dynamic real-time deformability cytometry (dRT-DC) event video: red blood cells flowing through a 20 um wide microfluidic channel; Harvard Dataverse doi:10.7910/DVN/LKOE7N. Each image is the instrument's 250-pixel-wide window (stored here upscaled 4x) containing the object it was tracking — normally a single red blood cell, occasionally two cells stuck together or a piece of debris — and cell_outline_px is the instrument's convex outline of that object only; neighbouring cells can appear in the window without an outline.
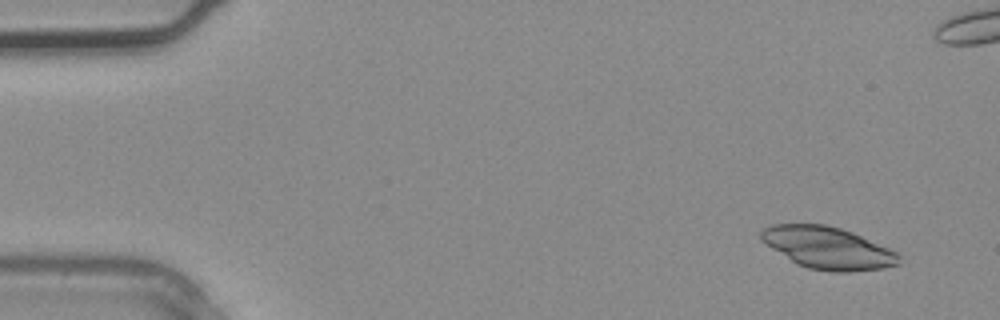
{"species": "common noctule bat (a hibernating species)", "species_latin": "Nyctalus noctula", "temperature_condition": "warm", "stored_images_in_passage": 4, "camera_frame_rate_fps": 3000, "um_per_image_px": 0.085, "animal": {"sex": "male", "body_mass_g": 20.4}, "frame": {"image": 1, "passage_image": 1, "time_ms": 0.0, "image_size_px": [1000, 320], "cell_outline_px": [[900, 264], [884, 268], [848, 272], [832, 272], [808, 268], [796, 264], [760, 240], [760, 232], [764, 228], [772, 224], [824, 224], [840, 228], [852, 232], [888, 248], [896, 252], [900, 256]], "centroid_in_image_um": [70.35, 21.08], "position_along_channel_um": 14.6, "area_um2": 33.7}}